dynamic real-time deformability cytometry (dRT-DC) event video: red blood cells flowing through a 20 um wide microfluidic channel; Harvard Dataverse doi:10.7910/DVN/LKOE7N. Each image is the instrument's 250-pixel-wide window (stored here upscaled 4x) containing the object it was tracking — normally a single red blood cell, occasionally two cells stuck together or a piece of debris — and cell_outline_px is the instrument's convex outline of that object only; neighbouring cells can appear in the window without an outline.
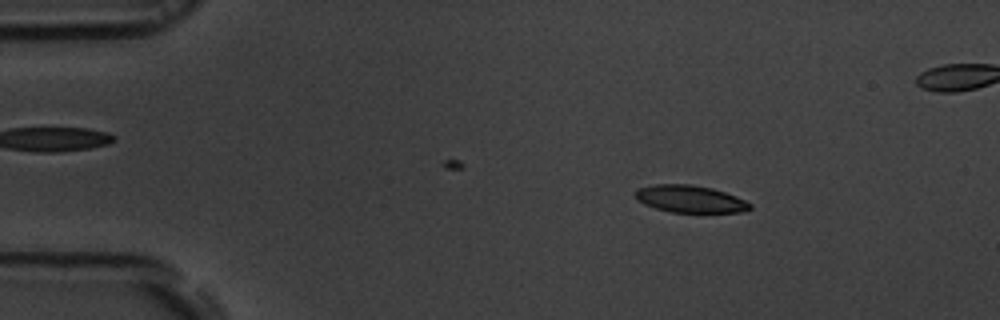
{"species": "common noctule bat (a hibernating species)", "species_latin": "Nyctalus noctula", "temperature_condition": "room temperature", "stored_images_in_passage": 51, "camera_frame_rate_fps": 3000, "um_per_image_px": 0.085, "animal": {"sex": "male", "body_mass_g": 19.5, "forearm_length_mm": 54.6}, "frame": {"image": 1, "passage_image": 9, "time_ms": 2.667, "image_size_px": [1000, 320], "cell_outline_px": [[752, 208], [740, 212], [672, 212], [656, 208], [644, 204], [636, 200], [636, 188], [652, 184], [692, 184], [712, 188], [736, 196], [752, 204]], "centroid_in_image_um": [58.63, 16.9], "position_along_channel_um": 26.4, "area_um2": 18.21}}
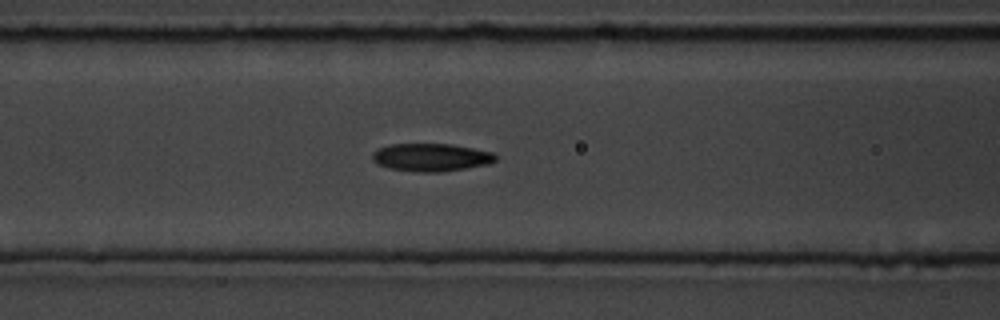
{"frame": {"image": 2, "passage_image": 23, "time_ms": 7.333, "image_size_px": [1000, 320], "cell_outline_px": [[496, 160], [488, 164], [440, 172], [416, 172], [388, 168], [376, 164], [372, 160], [372, 152], [376, 148], [392, 144], [452, 144], [492, 152], [496, 156]], "centroid_in_image_um": [36.58, 13.37], "position_along_channel_um": 130.0, "area_um2": 20.06}}
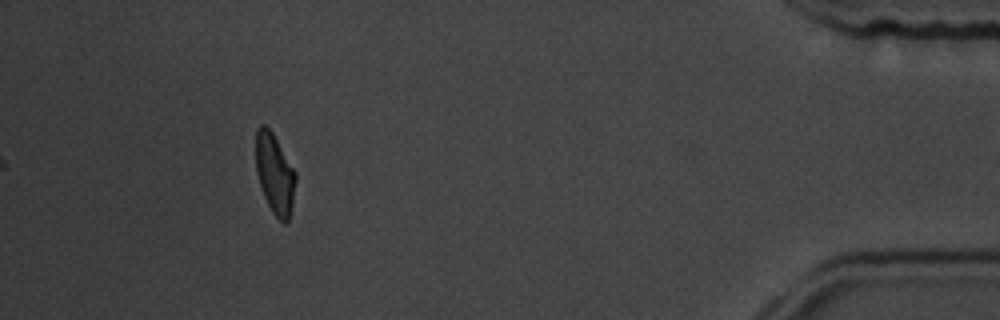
{"frame": {"image": 3, "passage_image": 51, "time_ms": 16.667, "image_size_px": [1000, 320], "cell_outline_px": [[296, 180], [292, 204], [288, 220], [284, 224], [272, 212], [264, 196], [256, 172], [256, 128], [260, 124], [264, 124], [272, 132], [296, 172]], "centroid_in_image_um": [23.35, 14.75], "position_along_channel_um": 411.9, "area_um2": 18.44}, "authors_computed_cell_mechanics": {"area_um2": 19.5364, "velocity_mm_per_s": 3.6737, "shape_relaxation_time_tau1_ms": 4.1135, "shape_relaxation_time_tau2_ms": 2.0741, "deformation_change_tau1": 0.133, "deformation_change_tau2": 0.0821}}